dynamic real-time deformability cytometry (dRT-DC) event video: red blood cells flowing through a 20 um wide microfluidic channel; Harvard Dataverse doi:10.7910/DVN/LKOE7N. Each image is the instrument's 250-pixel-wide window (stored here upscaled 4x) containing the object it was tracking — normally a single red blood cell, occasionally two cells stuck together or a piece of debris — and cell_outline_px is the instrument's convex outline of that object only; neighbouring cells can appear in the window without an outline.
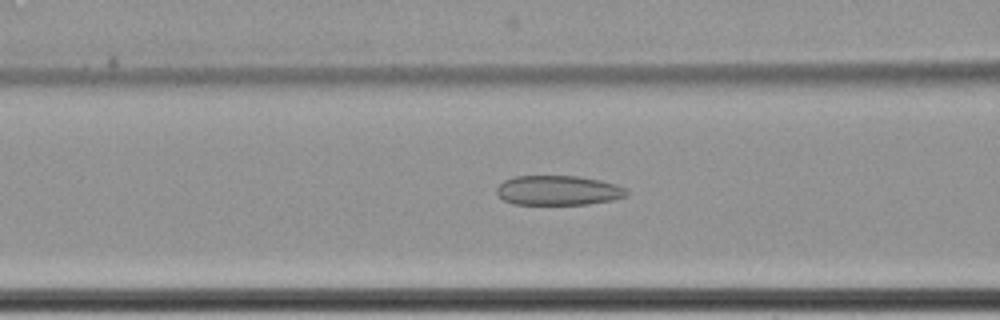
{"species": "common noctule bat (a hibernating species)", "species_latin": "Nyctalus noctula", "temperature_condition": "cold", "stored_images_in_passage": 64, "camera_frame_rate_fps": 3000, "um_per_image_px": 0.085, "animal": {"sex": "female", "body_mass_g": 22.7, "forearm_length_mm": 54.2}, "frame": {"image": 1, "passage_image": 29, "time_ms": 9.333, "image_size_px": [1000, 320], "cell_outline_px": [[628, 196], [612, 200], [588, 204], [512, 204], [504, 200], [496, 192], [496, 188], [504, 180], [512, 176], [580, 176], [600, 180], [616, 184], [628, 188]], "centroid_in_image_um": [47.48, 16.18], "position_along_channel_um": 119.1, "area_um2": 22.66}}
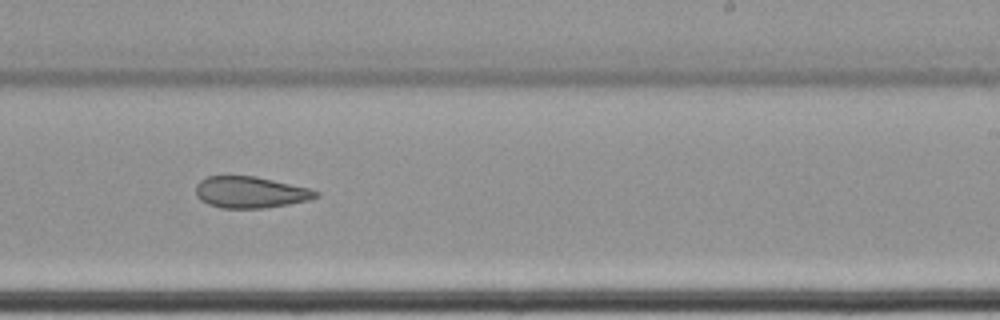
{"frame": {"image": 2, "passage_image": 42, "time_ms": 13.667, "image_size_px": [1000, 320], "cell_outline_px": [[320, 196], [308, 200], [288, 204], [264, 208], [220, 208], [208, 204], [200, 200], [196, 196], [196, 184], [200, 180], [208, 176], [256, 176], [312, 188], [320, 192]], "centroid_in_image_um": [21.3, 16.34], "position_along_channel_um": 267.7, "area_um2": 22.25}}
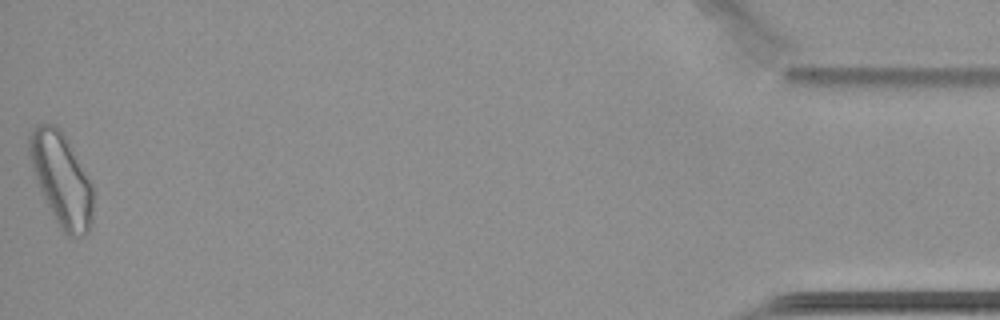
{"frame": {"image": 3, "passage_image": 64, "time_ms": 21.0, "image_size_px": [1000, 320], "cell_outline_px": [[92, 220], [88, 232], [84, 236], [68, 236], [60, 228], [40, 188], [32, 168], [28, 152], [28, 136], [32, 128], [36, 124], [56, 124], [60, 128], [92, 184]], "centroid_in_image_um": [5.21, 15.21], "position_along_channel_um": 430.0, "area_um2": 33.87}, "authors_computed_cell_mechanics": {"area_um2": 26.9059, "velocity_mm_per_s": 3.4276, "shape_relaxation_time_tau1_ms": null, "shape_relaxation_time_tau2_ms": 3.4257, "deformation_change_tau1": null, "deformation_change_tau2": 0.0893}}